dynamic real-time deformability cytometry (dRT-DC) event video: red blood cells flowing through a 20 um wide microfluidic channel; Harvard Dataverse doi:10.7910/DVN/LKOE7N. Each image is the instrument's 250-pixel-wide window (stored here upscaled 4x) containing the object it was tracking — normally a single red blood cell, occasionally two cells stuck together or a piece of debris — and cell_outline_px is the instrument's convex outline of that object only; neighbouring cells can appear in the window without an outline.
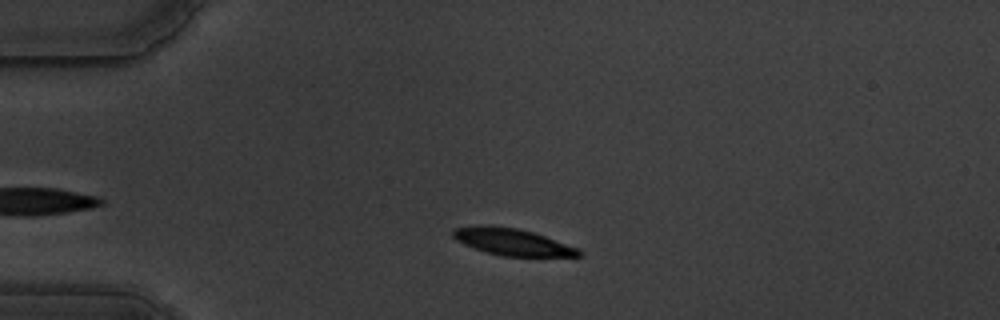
{"species": "common noctule bat (a hibernating species)", "species_latin": "Nyctalus noctula", "temperature_condition": "warm", "stored_images_in_passage": 46, "camera_frame_rate_fps": 3000, "um_per_image_px": 0.085, "animal": {"sex": "male", "body_mass_g": 19.5, "forearm_length_mm": 54.6}, "frame": {"image": 1, "passage_image": 7, "time_ms": 2.0, "image_size_px": [1000, 320], "cell_outline_px": [[584, 252], [580, 256], [504, 256], [488, 252], [464, 244], [456, 240], [452, 236], [452, 232], [456, 228], [476, 224], [488, 224], [516, 228], [532, 232], [580, 248]], "centroid_in_image_um": [43.55, 20.54], "position_along_channel_um": 41.4, "area_um2": 19.65}}
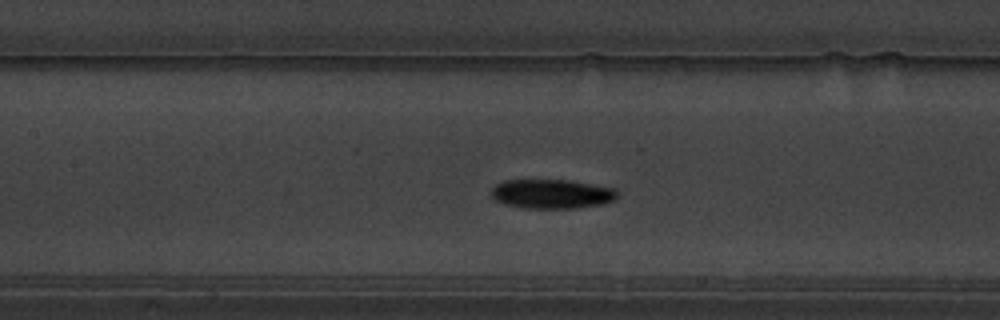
{"frame": {"image": 2, "passage_image": 20, "time_ms": 6.333, "image_size_px": [1000, 320], "cell_outline_px": [[620, 196], [604, 204], [572, 208], [524, 208], [504, 204], [496, 200], [492, 196], [492, 188], [496, 184], [504, 180], [568, 180], [616, 188]], "centroid_in_image_um": [46.93, 16.48], "position_along_channel_um": 160.5, "area_um2": 21.56}}
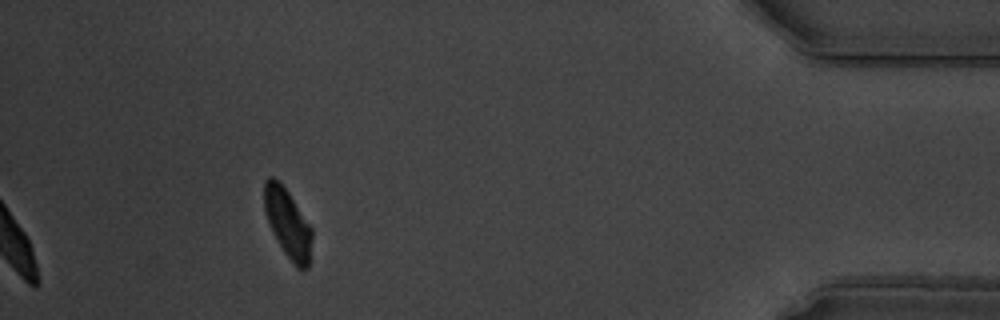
{"frame": {"image": 3, "passage_image": 46, "time_ms": 15.0, "image_size_px": [1000, 320], "cell_outline_px": [[312, 236], [308, 268], [296, 268], [284, 252], [272, 232], [264, 208], [264, 180], [268, 176], [272, 176], [288, 192], [312, 228]], "centroid_in_image_um": [24.45, 18.98], "position_along_channel_um": 410.8, "area_um2": 18.84}, "authors_computed_cell_mechanics": {"area_um2": 21.2993, "velocity_mm_per_s": 3.4881, "shape_relaxation_time_tau1_ms": 3.2154, "shape_relaxation_time_tau2_ms": 4.634, "deformation_change_tau1": 0.1543, "deformation_change_tau2": 0.088}}